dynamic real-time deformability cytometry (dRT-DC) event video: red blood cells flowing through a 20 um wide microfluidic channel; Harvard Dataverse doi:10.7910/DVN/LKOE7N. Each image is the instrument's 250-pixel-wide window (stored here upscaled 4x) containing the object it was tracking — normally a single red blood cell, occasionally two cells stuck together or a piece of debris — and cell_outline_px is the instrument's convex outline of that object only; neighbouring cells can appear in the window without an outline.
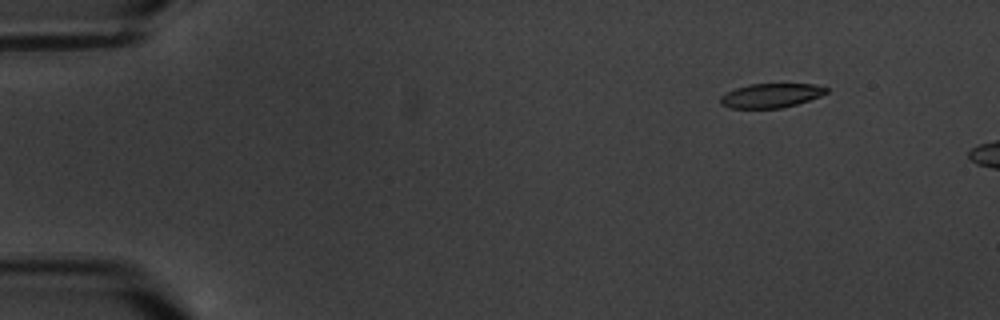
{"species": "common noctule bat (a hibernating species)", "species_latin": "Nyctalus noctula", "temperature_condition": "warm", "stored_images_in_passage": 5, "camera_frame_rate_fps": 3000, "um_per_image_px": 0.085, "animal": {"sex": "male", "body_mass_g": 20.1, "forearm_length_mm": 53.5}, "frame": {"image": 1, "passage_image": 3, "time_ms": 2.333, "image_size_px": [1000, 320], "cell_outline_px": [[828, 92], [820, 96], [796, 104], [780, 108], [732, 108], [720, 104], [720, 96], [736, 88], [752, 84], [812, 84], [828, 88]], "centroid_in_image_um": [65.53, 8.12], "position_along_channel_um": 19.5, "area_um2": 14.74}}